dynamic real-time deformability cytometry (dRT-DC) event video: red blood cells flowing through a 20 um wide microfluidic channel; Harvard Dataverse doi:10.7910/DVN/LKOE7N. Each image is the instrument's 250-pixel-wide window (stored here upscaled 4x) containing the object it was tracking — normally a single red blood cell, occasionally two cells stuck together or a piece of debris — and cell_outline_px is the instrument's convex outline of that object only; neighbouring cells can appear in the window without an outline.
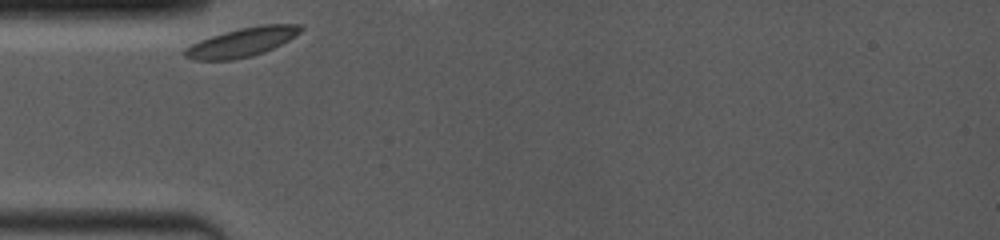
{"species": "common noctule bat (a hibernating species)", "species_latin": "Nyctalus noctula", "temperature_condition": "room temperature", "stored_images_in_passage": 5, "camera_frame_rate_fps": 4000, "um_per_image_px": 0.085, "animal": {"sex": "female", "body_mass_g": 19.0, "forearm_length_mm": 53.3}, "frame": {"image": 1, "passage_image": 1, "time_ms": 0.0, "image_size_px": [1000, 240], "cell_outline_px": [[304, 28], [296, 36], [264, 52], [252, 56], [232, 60], [196, 60], [184, 56], [184, 48], [200, 40], [224, 32], [240, 28], [260, 24], [304, 24]], "centroid_in_image_um": [20.6, 3.58], "position_along_channel_um": 64.4, "area_um2": 19.54}}